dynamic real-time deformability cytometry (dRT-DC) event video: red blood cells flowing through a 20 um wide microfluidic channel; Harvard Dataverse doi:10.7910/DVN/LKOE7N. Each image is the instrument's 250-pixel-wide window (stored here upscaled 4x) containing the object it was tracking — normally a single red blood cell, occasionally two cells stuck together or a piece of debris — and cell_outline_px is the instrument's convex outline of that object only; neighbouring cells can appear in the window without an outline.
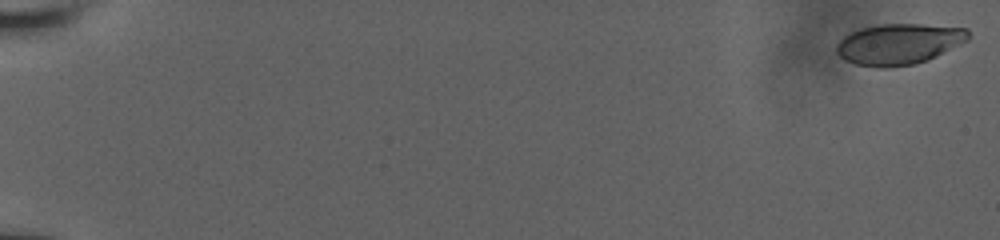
{"species": "human", "species_latin": "Homo sapiens", "temperature_condition": "room temperature", "stored_images_in_passage": 23, "camera_frame_rate_fps": 3000, "um_per_image_px": 0.085, "donor": {"sex": "male"}, "frame": {"image": 1, "passage_image": 1, "time_ms": 0.0, "image_size_px": [1000, 240], "cell_outline_px": [[968, 40], [928, 60], [912, 64], [888, 68], [876, 68], [856, 64], [844, 60], [836, 52], [836, 44], [844, 36], [860, 28], [876, 24], [924, 24], [968, 28]], "centroid_in_image_um": [76.38, 3.74], "position_along_channel_um": 8.6, "area_um2": 31.5}}
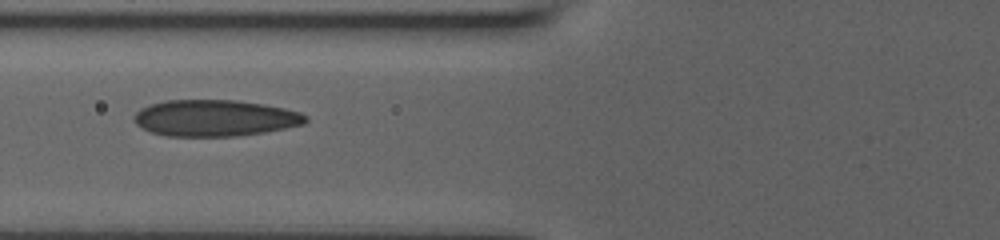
{"frame": {"image": 2, "passage_image": 20, "time_ms": 8.0, "image_size_px": [1000, 240], "cell_outline_px": [[308, 120], [304, 124], [264, 132], [236, 136], [168, 136], [152, 132], [136, 124], [132, 116], [140, 108], [164, 100], [236, 100], [264, 104], [284, 108], [300, 112], [308, 116]], "centroid_in_image_um": [18.27, 10.03], "position_along_channel_um": 107.5, "area_um2": 36.41}}
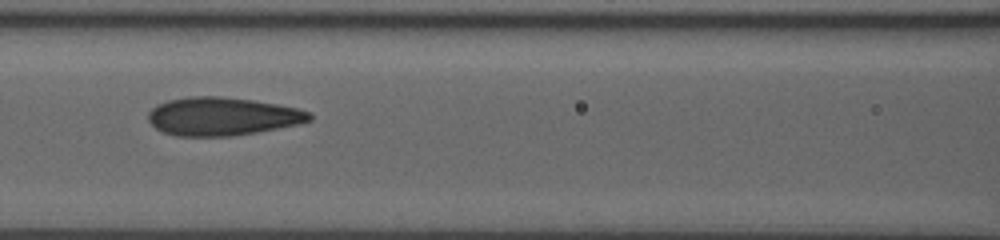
{"frame": {"image": 3, "passage_image": 23, "time_ms": 9.0, "image_size_px": [1000, 240], "cell_outline_px": [[312, 120], [300, 124], [256, 132], [232, 136], [176, 136], [164, 132], [156, 128], [148, 120], [148, 112], [156, 104], [168, 100], [188, 96], [220, 96], [252, 100], [300, 108], [308, 112], [312, 116]], "centroid_in_image_um": [18.89, 9.89], "position_along_channel_um": 147.7, "area_um2": 36.01}}